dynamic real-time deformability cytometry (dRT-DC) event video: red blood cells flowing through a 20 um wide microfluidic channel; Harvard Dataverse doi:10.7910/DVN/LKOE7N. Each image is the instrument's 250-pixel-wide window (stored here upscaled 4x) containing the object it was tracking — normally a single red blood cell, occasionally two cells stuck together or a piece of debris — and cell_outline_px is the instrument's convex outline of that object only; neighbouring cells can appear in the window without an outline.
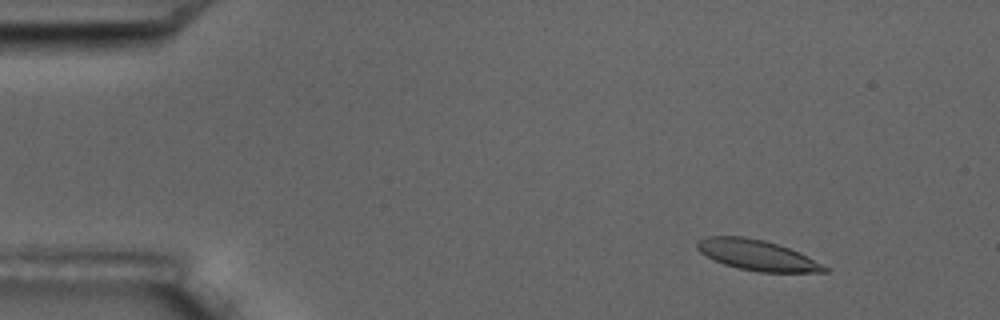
{"species": "common noctule bat (a hibernating species)", "species_latin": "Nyctalus noctula", "temperature_condition": "room temperature", "stored_images_in_passage": 5, "segment_of_instrument_passage": [1, 2], "camera_frame_rate_fps": 3000, "um_per_image_px": 0.085, "animal": {"sex": "male", "body_mass_g": 17.5, "forearm_length_mm": 52.3}, "frame": {"image": 1, "passage_image": 2, "time_ms": 1.333, "image_size_px": [1000, 320], "cell_outline_px": [[828, 272], [760, 272], [736, 268], [724, 264], [700, 252], [696, 248], [696, 244], [700, 240], [708, 236], [744, 236], [764, 240], [800, 252], [828, 268]], "centroid_in_image_um": [64.34, 21.68], "position_along_channel_um": 20.7, "area_um2": 22.37}}